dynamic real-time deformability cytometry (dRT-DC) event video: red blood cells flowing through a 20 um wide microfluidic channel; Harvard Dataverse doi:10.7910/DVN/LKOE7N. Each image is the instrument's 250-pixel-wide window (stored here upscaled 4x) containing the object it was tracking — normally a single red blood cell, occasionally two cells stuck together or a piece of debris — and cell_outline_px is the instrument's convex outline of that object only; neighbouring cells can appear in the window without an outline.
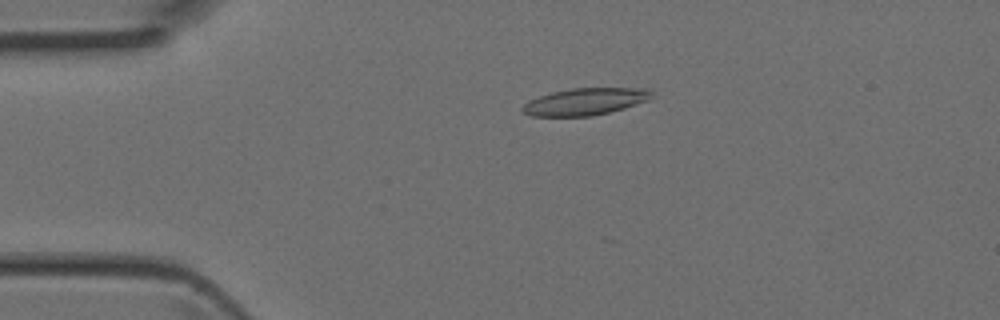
{"species": "Egyptian fruit bat (a non-hibernating species)", "species_latin": "Rousettus aegyptiacus", "temperature_condition": "room temperature", "stored_images_in_passage": 3, "camera_frame_rate_fps": 3000, "um_per_image_px": 0.085, "animal": {"sex": "female"}, "frame": {"image": 1, "passage_image": 2, "time_ms": 0.333, "image_size_px": [1000, 320], "cell_outline_px": [[652, 96], [648, 100], [624, 108], [592, 116], [532, 116], [520, 112], [520, 108], [528, 100], [552, 92], [572, 88], [648, 88], [652, 92]], "centroid_in_image_um": [49.7, 8.64], "position_along_channel_um": 35.3, "area_um2": 20.35}}